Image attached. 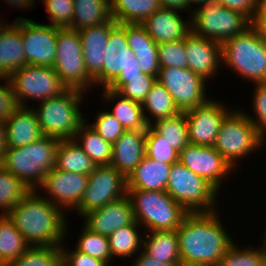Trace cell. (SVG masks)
Returning a JSON list of instances; mask_svg holds the SVG:
<instances>
[{
    "mask_svg": "<svg viewBox=\"0 0 266 266\" xmlns=\"http://www.w3.org/2000/svg\"><path fill=\"white\" fill-rule=\"evenodd\" d=\"M221 214L219 208L212 212H189L186 215L176 230L181 266L220 264L225 253L235 242L229 235L230 229L226 230Z\"/></svg>",
    "mask_w": 266,
    "mask_h": 266,
    "instance_id": "1",
    "label": "cell"
},
{
    "mask_svg": "<svg viewBox=\"0 0 266 266\" xmlns=\"http://www.w3.org/2000/svg\"><path fill=\"white\" fill-rule=\"evenodd\" d=\"M67 214L37 190H32L6 216L30 247H60L66 237L69 238Z\"/></svg>",
    "mask_w": 266,
    "mask_h": 266,
    "instance_id": "2",
    "label": "cell"
},
{
    "mask_svg": "<svg viewBox=\"0 0 266 266\" xmlns=\"http://www.w3.org/2000/svg\"><path fill=\"white\" fill-rule=\"evenodd\" d=\"M59 139L43 136L25 146L7 148L0 165L17 176L31 190H37L55 167Z\"/></svg>",
    "mask_w": 266,
    "mask_h": 266,
    "instance_id": "3",
    "label": "cell"
},
{
    "mask_svg": "<svg viewBox=\"0 0 266 266\" xmlns=\"http://www.w3.org/2000/svg\"><path fill=\"white\" fill-rule=\"evenodd\" d=\"M222 65L247 83H266V42L252 25L222 43Z\"/></svg>",
    "mask_w": 266,
    "mask_h": 266,
    "instance_id": "4",
    "label": "cell"
},
{
    "mask_svg": "<svg viewBox=\"0 0 266 266\" xmlns=\"http://www.w3.org/2000/svg\"><path fill=\"white\" fill-rule=\"evenodd\" d=\"M86 95L80 90L67 89L59 96L38 102L35 108L32 105L43 134L59 140L74 139L86 119L81 112Z\"/></svg>",
    "mask_w": 266,
    "mask_h": 266,
    "instance_id": "5",
    "label": "cell"
},
{
    "mask_svg": "<svg viewBox=\"0 0 266 266\" xmlns=\"http://www.w3.org/2000/svg\"><path fill=\"white\" fill-rule=\"evenodd\" d=\"M244 109L237 106L225 117L214 145L234 171L243 162L242 159L265 148L263 146L266 144Z\"/></svg>",
    "mask_w": 266,
    "mask_h": 266,
    "instance_id": "6",
    "label": "cell"
},
{
    "mask_svg": "<svg viewBox=\"0 0 266 266\" xmlns=\"http://www.w3.org/2000/svg\"><path fill=\"white\" fill-rule=\"evenodd\" d=\"M135 221L145 232L177 230L189 213L166 191L127 189Z\"/></svg>",
    "mask_w": 266,
    "mask_h": 266,
    "instance_id": "7",
    "label": "cell"
},
{
    "mask_svg": "<svg viewBox=\"0 0 266 266\" xmlns=\"http://www.w3.org/2000/svg\"><path fill=\"white\" fill-rule=\"evenodd\" d=\"M101 72L93 79L98 88L119 91L127 78L143 77L139 62L128 46L125 23L116 24L109 33Z\"/></svg>",
    "mask_w": 266,
    "mask_h": 266,
    "instance_id": "8",
    "label": "cell"
},
{
    "mask_svg": "<svg viewBox=\"0 0 266 266\" xmlns=\"http://www.w3.org/2000/svg\"><path fill=\"white\" fill-rule=\"evenodd\" d=\"M166 192L188 212H212L220 207V193L179 160L170 168Z\"/></svg>",
    "mask_w": 266,
    "mask_h": 266,
    "instance_id": "9",
    "label": "cell"
},
{
    "mask_svg": "<svg viewBox=\"0 0 266 266\" xmlns=\"http://www.w3.org/2000/svg\"><path fill=\"white\" fill-rule=\"evenodd\" d=\"M190 25L193 34L222 44L242 33L251 25V21L241 12L228 9L213 0L192 10Z\"/></svg>",
    "mask_w": 266,
    "mask_h": 266,
    "instance_id": "10",
    "label": "cell"
},
{
    "mask_svg": "<svg viewBox=\"0 0 266 266\" xmlns=\"http://www.w3.org/2000/svg\"><path fill=\"white\" fill-rule=\"evenodd\" d=\"M56 57L54 70L68 89H76L88 94L94 80L86 71L82 44L78 31L57 27ZM89 90V91H88Z\"/></svg>",
    "mask_w": 266,
    "mask_h": 266,
    "instance_id": "11",
    "label": "cell"
},
{
    "mask_svg": "<svg viewBox=\"0 0 266 266\" xmlns=\"http://www.w3.org/2000/svg\"><path fill=\"white\" fill-rule=\"evenodd\" d=\"M8 79L17 104L24 107H31L29 100L38 103L59 96L68 89L53 67L26 65Z\"/></svg>",
    "mask_w": 266,
    "mask_h": 266,
    "instance_id": "12",
    "label": "cell"
},
{
    "mask_svg": "<svg viewBox=\"0 0 266 266\" xmlns=\"http://www.w3.org/2000/svg\"><path fill=\"white\" fill-rule=\"evenodd\" d=\"M169 92L180 112H186L206 103L208 82L188 68H160L157 77Z\"/></svg>",
    "mask_w": 266,
    "mask_h": 266,
    "instance_id": "13",
    "label": "cell"
},
{
    "mask_svg": "<svg viewBox=\"0 0 266 266\" xmlns=\"http://www.w3.org/2000/svg\"><path fill=\"white\" fill-rule=\"evenodd\" d=\"M125 195L126 178L111 165L96 166L89 174L87 188L75 213L82 218Z\"/></svg>",
    "mask_w": 266,
    "mask_h": 266,
    "instance_id": "14",
    "label": "cell"
},
{
    "mask_svg": "<svg viewBox=\"0 0 266 266\" xmlns=\"http://www.w3.org/2000/svg\"><path fill=\"white\" fill-rule=\"evenodd\" d=\"M21 19V35L26 64L53 67L56 57L57 26L35 22L31 18Z\"/></svg>",
    "mask_w": 266,
    "mask_h": 266,
    "instance_id": "15",
    "label": "cell"
},
{
    "mask_svg": "<svg viewBox=\"0 0 266 266\" xmlns=\"http://www.w3.org/2000/svg\"><path fill=\"white\" fill-rule=\"evenodd\" d=\"M212 98L203 105L185 112L190 144L214 146L222 122L233 110L219 99Z\"/></svg>",
    "mask_w": 266,
    "mask_h": 266,
    "instance_id": "16",
    "label": "cell"
},
{
    "mask_svg": "<svg viewBox=\"0 0 266 266\" xmlns=\"http://www.w3.org/2000/svg\"><path fill=\"white\" fill-rule=\"evenodd\" d=\"M89 175L51 169L43 184L37 189L42 196L61 208L65 213L75 211L87 188ZM68 210V211H67Z\"/></svg>",
    "mask_w": 266,
    "mask_h": 266,
    "instance_id": "17",
    "label": "cell"
},
{
    "mask_svg": "<svg viewBox=\"0 0 266 266\" xmlns=\"http://www.w3.org/2000/svg\"><path fill=\"white\" fill-rule=\"evenodd\" d=\"M179 161L196 175L205 179L219 193L225 180L234 170L214 146L188 144L180 153ZM224 181V182H223Z\"/></svg>",
    "mask_w": 266,
    "mask_h": 266,
    "instance_id": "18",
    "label": "cell"
},
{
    "mask_svg": "<svg viewBox=\"0 0 266 266\" xmlns=\"http://www.w3.org/2000/svg\"><path fill=\"white\" fill-rule=\"evenodd\" d=\"M187 68L209 82L220 74L222 64V44L190 32L184 38Z\"/></svg>",
    "mask_w": 266,
    "mask_h": 266,
    "instance_id": "19",
    "label": "cell"
},
{
    "mask_svg": "<svg viewBox=\"0 0 266 266\" xmlns=\"http://www.w3.org/2000/svg\"><path fill=\"white\" fill-rule=\"evenodd\" d=\"M82 219L83 224L91 231L107 237L121 227L135 222L132 202L128 195L90 211Z\"/></svg>",
    "mask_w": 266,
    "mask_h": 266,
    "instance_id": "20",
    "label": "cell"
},
{
    "mask_svg": "<svg viewBox=\"0 0 266 266\" xmlns=\"http://www.w3.org/2000/svg\"><path fill=\"white\" fill-rule=\"evenodd\" d=\"M182 12L160 8L150 15L142 25L148 35L157 43L178 41L191 32L190 16L183 19Z\"/></svg>",
    "mask_w": 266,
    "mask_h": 266,
    "instance_id": "21",
    "label": "cell"
},
{
    "mask_svg": "<svg viewBox=\"0 0 266 266\" xmlns=\"http://www.w3.org/2000/svg\"><path fill=\"white\" fill-rule=\"evenodd\" d=\"M4 20L0 25V77H9L26 66L25 50L21 35V19L13 23Z\"/></svg>",
    "mask_w": 266,
    "mask_h": 266,
    "instance_id": "22",
    "label": "cell"
},
{
    "mask_svg": "<svg viewBox=\"0 0 266 266\" xmlns=\"http://www.w3.org/2000/svg\"><path fill=\"white\" fill-rule=\"evenodd\" d=\"M145 156L146 131H125L112 144L110 165L127 178Z\"/></svg>",
    "mask_w": 266,
    "mask_h": 266,
    "instance_id": "23",
    "label": "cell"
},
{
    "mask_svg": "<svg viewBox=\"0 0 266 266\" xmlns=\"http://www.w3.org/2000/svg\"><path fill=\"white\" fill-rule=\"evenodd\" d=\"M116 24L112 19L104 24L78 31L82 44L85 68L92 79L102 70L109 33Z\"/></svg>",
    "mask_w": 266,
    "mask_h": 266,
    "instance_id": "24",
    "label": "cell"
},
{
    "mask_svg": "<svg viewBox=\"0 0 266 266\" xmlns=\"http://www.w3.org/2000/svg\"><path fill=\"white\" fill-rule=\"evenodd\" d=\"M5 125L8 148L25 146L44 136L32 107L18 106Z\"/></svg>",
    "mask_w": 266,
    "mask_h": 266,
    "instance_id": "25",
    "label": "cell"
},
{
    "mask_svg": "<svg viewBox=\"0 0 266 266\" xmlns=\"http://www.w3.org/2000/svg\"><path fill=\"white\" fill-rule=\"evenodd\" d=\"M128 46L132 49L143 73L158 77L160 64L158 44L142 24H125Z\"/></svg>",
    "mask_w": 266,
    "mask_h": 266,
    "instance_id": "26",
    "label": "cell"
},
{
    "mask_svg": "<svg viewBox=\"0 0 266 266\" xmlns=\"http://www.w3.org/2000/svg\"><path fill=\"white\" fill-rule=\"evenodd\" d=\"M102 93H100L101 101L109 106L113 105L107 111L113 115L123 126L125 131L138 130L146 131L148 124L144 118L142 104L131 100L130 98L122 96L117 91L111 90L109 88H102ZM109 101V102H108Z\"/></svg>",
    "mask_w": 266,
    "mask_h": 266,
    "instance_id": "27",
    "label": "cell"
},
{
    "mask_svg": "<svg viewBox=\"0 0 266 266\" xmlns=\"http://www.w3.org/2000/svg\"><path fill=\"white\" fill-rule=\"evenodd\" d=\"M171 166L145 156L126 178V188L166 191Z\"/></svg>",
    "mask_w": 266,
    "mask_h": 266,
    "instance_id": "28",
    "label": "cell"
},
{
    "mask_svg": "<svg viewBox=\"0 0 266 266\" xmlns=\"http://www.w3.org/2000/svg\"><path fill=\"white\" fill-rule=\"evenodd\" d=\"M143 250L157 261L181 263L176 230L145 232Z\"/></svg>",
    "mask_w": 266,
    "mask_h": 266,
    "instance_id": "29",
    "label": "cell"
},
{
    "mask_svg": "<svg viewBox=\"0 0 266 266\" xmlns=\"http://www.w3.org/2000/svg\"><path fill=\"white\" fill-rule=\"evenodd\" d=\"M110 20L111 3L108 0H74L73 20L67 28L80 31Z\"/></svg>",
    "mask_w": 266,
    "mask_h": 266,
    "instance_id": "30",
    "label": "cell"
},
{
    "mask_svg": "<svg viewBox=\"0 0 266 266\" xmlns=\"http://www.w3.org/2000/svg\"><path fill=\"white\" fill-rule=\"evenodd\" d=\"M144 233V229L135 221L108 236L112 260L121 258V261H129L126 260L129 257L133 259L143 249Z\"/></svg>",
    "mask_w": 266,
    "mask_h": 266,
    "instance_id": "31",
    "label": "cell"
},
{
    "mask_svg": "<svg viewBox=\"0 0 266 266\" xmlns=\"http://www.w3.org/2000/svg\"><path fill=\"white\" fill-rule=\"evenodd\" d=\"M95 167L96 164L74 139L59 141L54 168L65 172L89 175Z\"/></svg>",
    "mask_w": 266,
    "mask_h": 266,
    "instance_id": "32",
    "label": "cell"
},
{
    "mask_svg": "<svg viewBox=\"0 0 266 266\" xmlns=\"http://www.w3.org/2000/svg\"><path fill=\"white\" fill-rule=\"evenodd\" d=\"M110 3L112 19L118 24H142L161 8L159 0H112Z\"/></svg>",
    "mask_w": 266,
    "mask_h": 266,
    "instance_id": "33",
    "label": "cell"
},
{
    "mask_svg": "<svg viewBox=\"0 0 266 266\" xmlns=\"http://www.w3.org/2000/svg\"><path fill=\"white\" fill-rule=\"evenodd\" d=\"M88 119L80 126L74 140L81 149L92 159L96 166L110 165L112 144L105 141L88 123Z\"/></svg>",
    "mask_w": 266,
    "mask_h": 266,
    "instance_id": "34",
    "label": "cell"
},
{
    "mask_svg": "<svg viewBox=\"0 0 266 266\" xmlns=\"http://www.w3.org/2000/svg\"><path fill=\"white\" fill-rule=\"evenodd\" d=\"M144 118L148 125L158 119L180 113L168 90L156 81L142 103ZM148 114V115H147Z\"/></svg>",
    "mask_w": 266,
    "mask_h": 266,
    "instance_id": "35",
    "label": "cell"
},
{
    "mask_svg": "<svg viewBox=\"0 0 266 266\" xmlns=\"http://www.w3.org/2000/svg\"><path fill=\"white\" fill-rule=\"evenodd\" d=\"M150 126L179 153L189 144L185 112L158 119Z\"/></svg>",
    "mask_w": 266,
    "mask_h": 266,
    "instance_id": "36",
    "label": "cell"
},
{
    "mask_svg": "<svg viewBox=\"0 0 266 266\" xmlns=\"http://www.w3.org/2000/svg\"><path fill=\"white\" fill-rule=\"evenodd\" d=\"M30 245L6 215L0 217V262L10 263L24 254Z\"/></svg>",
    "mask_w": 266,
    "mask_h": 266,
    "instance_id": "37",
    "label": "cell"
},
{
    "mask_svg": "<svg viewBox=\"0 0 266 266\" xmlns=\"http://www.w3.org/2000/svg\"><path fill=\"white\" fill-rule=\"evenodd\" d=\"M239 245L234 242L218 266H266V243L263 239L258 247Z\"/></svg>",
    "mask_w": 266,
    "mask_h": 266,
    "instance_id": "38",
    "label": "cell"
},
{
    "mask_svg": "<svg viewBox=\"0 0 266 266\" xmlns=\"http://www.w3.org/2000/svg\"><path fill=\"white\" fill-rule=\"evenodd\" d=\"M74 245V249L104 261L108 266H114L107 236L91 231L84 224ZM113 263V265L111 264Z\"/></svg>",
    "mask_w": 266,
    "mask_h": 266,
    "instance_id": "39",
    "label": "cell"
},
{
    "mask_svg": "<svg viewBox=\"0 0 266 266\" xmlns=\"http://www.w3.org/2000/svg\"><path fill=\"white\" fill-rule=\"evenodd\" d=\"M32 190L0 165V214L6 215Z\"/></svg>",
    "mask_w": 266,
    "mask_h": 266,
    "instance_id": "40",
    "label": "cell"
},
{
    "mask_svg": "<svg viewBox=\"0 0 266 266\" xmlns=\"http://www.w3.org/2000/svg\"><path fill=\"white\" fill-rule=\"evenodd\" d=\"M9 266H62L60 247H30Z\"/></svg>",
    "mask_w": 266,
    "mask_h": 266,
    "instance_id": "41",
    "label": "cell"
},
{
    "mask_svg": "<svg viewBox=\"0 0 266 266\" xmlns=\"http://www.w3.org/2000/svg\"><path fill=\"white\" fill-rule=\"evenodd\" d=\"M146 156L165 164L179 160V152L170 146L150 125L146 130Z\"/></svg>",
    "mask_w": 266,
    "mask_h": 266,
    "instance_id": "42",
    "label": "cell"
},
{
    "mask_svg": "<svg viewBox=\"0 0 266 266\" xmlns=\"http://www.w3.org/2000/svg\"><path fill=\"white\" fill-rule=\"evenodd\" d=\"M97 115L93 116V123L89 125L96 131L105 141L111 144L115 143L121 135L125 132V129L121 123L111 115L107 109L99 110Z\"/></svg>",
    "mask_w": 266,
    "mask_h": 266,
    "instance_id": "43",
    "label": "cell"
},
{
    "mask_svg": "<svg viewBox=\"0 0 266 266\" xmlns=\"http://www.w3.org/2000/svg\"><path fill=\"white\" fill-rule=\"evenodd\" d=\"M158 57L160 68H187L184 39L158 44Z\"/></svg>",
    "mask_w": 266,
    "mask_h": 266,
    "instance_id": "44",
    "label": "cell"
},
{
    "mask_svg": "<svg viewBox=\"0 0 266 266\" xmlns=\"http://www.w3.org/2000/svg\"><path fill=\"white\" fill-rule=\"evenodd\" d=\"M41 1L45 7L47 17H49V24L60 28L68 27L71 24L74 14V0Z\"/></svg>",
    "mask_w": 266,
    "mask_h": 266,
    "instance_id": "45",
    "label": "cell"
},
{
    "mask_svg": "<svg viewBox=\"0 0 266 266\" xmlns=\"http://www.w3.org/2000/svg\"><path fill=\"white\" fill-rule=\"evenodd\" d=\"M251 103L253 113L247 114L258 133L266 140V83L254 84ZM253 104V105H252ZM255 114V115H254Z\"/></svg>",
    "mask_w": 266,
    "mask_h": 266,
    "instance_id": "46",
    "label": "cell"
},
{
    "mask_svg": "<svg viewBox=\"0 0 266 266\" xmlns=\"http://www.w3.org/2000/svg\"><path fill=\"white\" fill-rule=\"evenodd\" d=\"M156 81L157 77L149 74H144L143 77L127 78V83L118 93L142 104Z\"/></svg>",
    "mask_w": 266,
    "mask_h": 266,
    "instance_id": "47",
    "label": "cell"
},
{
    "mask_svg": "<svg viewBox=\"0 0 266 266\" xmlns=\"http://www.w3.org/2000/svg\"><path fill=\"white\" fill-rule=\"evenodd\" d=\"M65 240L60 246L62 255V266H108L104 261L90 255L69 248ZM70 249V250H69Z\"/></svg>",
    "mask_w": 266,
    "mask_h": 266,
    "instance_id": "48",
    "label": "cell"
},
{
    "mask_svg": "<svg viewBox=\"0 0 266 266\" xmlns=\"http://www.w3.org/2000/svg\"><path fill=\"white\" fill-rule=\"evenodd\" d=\"M0 121L5 122L19 106L8 77H0ZM5 82V83H4Z\"/></svg>",
    "mask_w": 266,
    "mask_h": 266,
    "instance_id": "49",
    "label": "cell"
},
{
    "mask_svg": "<svg viewBox=\"0 0 266 266\" xmlns=\"http://www.w3.org/2000/svg\"><path fill=\"white\" fill-rule=\"evenodd\" d=\"M215 1L219 2L222 6L228 9L241 12L250 21H252L253 19L257 5V0H215Z\"/></svg>",
    "mask_w": 266,
    "mask_h": 266,
    "instance_id": "50",
    "label": "cell"
},
{
    "mask_svg": "<svg viewBox=\"0 0 266 266\" xmlns=\"http://www.w3.org/2000/svg\"><path fill=\"white\" fill-rule=\"evenodd\" d=\"M131 266H181V263L160 262L153 259L143 249L133 258Z\"/></svg>",
    "mask_w": 266,
    "mask_h": 266,
    "instance_id": "51",
    "label": "cell"
},
{
    "mask_svg": "<svg viewBox=\"0 0 266 266\" xmlns=\"http://www.w3.org/2000/svg\"><path fill=\"white\" fill-rule=\"evenodd\" d=\"M161 8L177 10L187 15H191L192 8L188 5L186 0H159ZM189 11V12H188Z\"/></svg>",
    "mask_w": 266,
    "mask_h": 266,
    "instance_id": "52",
    "label": "cell"
},
{
    "mask_svg": "<svg viewBox=\"0 0 266 266\" xmlns=\"http://www.w3.org/2000/svg\"><path fill=\"white\" fill-rule=\"evenodd\" d=\"M4 1V2H3ZM2 3H6L7 6H13L16 10L17 9H22V10H26V9H32L33 7H35L36 5V1L37 0H3ZM35 4V5H34Z\"/></svg>",
    "mask_w": 266,
    "mask_h": 266,
    "instance_id": "53",
    "label": "cell"
},
{
    "mask_svg": "<svg viewBox=\"0 0 266 266\" xmlns=\"http://www.w3.org/2000/svg\"><path fill=\"white\" fill-rule=\"evenodd\" d=\"M251 25L258 32L259 36L266 42V17H253Z\"/></svg>",
    "mask_w": 266,
    "mask_h": 266,
    "instance_id": "54",
    "label": "cell"
},
{
    "mask_svg": "<svg viewBox=\"0 0 266 266\" xmlns=\"http://www.w3.org/2000/svg\"><path fill=\"white\" fill-rule=\"evenodd\" d=\"M7 145V132L5 122L0 121V163L5 158Z\"/></svg>",
    "mask_w": 266,
    "mask_h": 266,
    "instance_id": "55",
    "label": "cell"
},
{
    "mask_svg": "<svg viewBox=\"0 0 266 266\" xmlns=\"http://www.w3.org/2000/svg\"><path fill=\"white\" fill-rule=\"evenodd\" d=\"M253 17H266V0H257Z\"/></svg>",
    "mask_w": 266,
    "mask_h": 266,
    "instance_id": "56",
    "label": "cell"
},
{
    "mask_svg": "<svg viewBox=\"0 0 266 266\" xmlns=\"http://www.w3.org/2000/svg\"><path fill=\"white\" fill-rule=\"evenodd\" d=\"M188 5L194 9L196 8L197 6L201 5V4H206L208 3L209 1H213V0H186ZM195 6V7H194Z\"/></svg>",
    "mask_w": 266,
    "mask_h": 266,
    "instance_id": "57",
    "label": "cell"
},
{
    "mask_svg": "<svg viewBox=\"0 0 266 266\" xmlns=\"http://www.w3.org/2000/svg\"><path fill=\"white\" fill-rule=\"evenodd\" d=\"M265 218H266V217H265ZM265 226H266V225H265ZM264 230H265V231L263 232V235H264V236L262 237L263 240L266 238V228H264Z\"/></svg>",
    "mask_w": 266,
    "mask_h": 266,
    "instance_id": "58",
    "label": "cell"
},
{
    "mask_svg": "<svg viewBox=\"0 0 266 266\" xmlns=\"http://www.w3.org/2000/svg\"><path fill=\"white\" fill-rule=\"evenodd\" d=\"M0 266H9V263L0 262Z\"/></svg>",
    "mask_w": 266,
    "mask_h": 266,
    "instance_id": "59",
    "label": "cell"
},
{
    "mask_svg": "<svg viewBox=\"0 0 266 266\" xmlns=\"http://www.w3.org/2000/svg\"><path fill=\"white\" fill-rule=\"evenodd\" d=\"M4 21V18H0V25H1V23Z\"/></svg>",
    "mask_w": 266,
    "mask_h": 266,
    "instance_id": "60",
    "label": "cell"
}]
</instances>
